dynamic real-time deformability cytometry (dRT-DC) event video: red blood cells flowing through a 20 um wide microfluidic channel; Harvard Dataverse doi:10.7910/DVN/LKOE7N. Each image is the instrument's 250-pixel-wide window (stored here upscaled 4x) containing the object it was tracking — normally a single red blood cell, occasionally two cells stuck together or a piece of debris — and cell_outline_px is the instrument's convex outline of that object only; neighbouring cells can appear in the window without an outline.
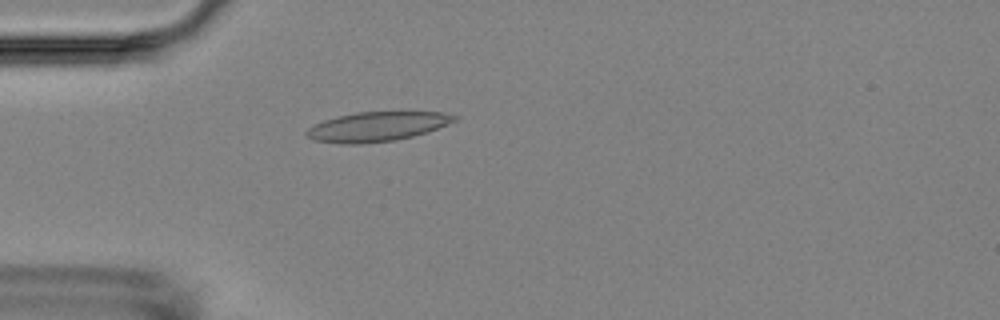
{"species": "Egyptian fruit bat (a non-hibernating species)", "species_latin": "Rousettus aegyptiacus", "temperature_condition": "room temperature", "stored_images_in_passage": 4, "camera_frame_rate_fps": 3000, "um_per_image_px": 0.085, "animal": {"sex": "female"}, "frame": {"image": 1, "passage_image": 4, "time_ms": 5.0, "image_size_px": [1000, 320], "cell_outline_px": [[460, 116], [456, 120], [448, 124], [428, 132], [396, 140], [360, 144], [344, 144], [312, 140], [304, 132], [308, 128], [324, 120], [336, 116], [356, 112], [444, 112]], "centroid_in_image_um": [32.06, 10.76], "position_along_channel_um": 52.9, "area_um2": 25.49}}